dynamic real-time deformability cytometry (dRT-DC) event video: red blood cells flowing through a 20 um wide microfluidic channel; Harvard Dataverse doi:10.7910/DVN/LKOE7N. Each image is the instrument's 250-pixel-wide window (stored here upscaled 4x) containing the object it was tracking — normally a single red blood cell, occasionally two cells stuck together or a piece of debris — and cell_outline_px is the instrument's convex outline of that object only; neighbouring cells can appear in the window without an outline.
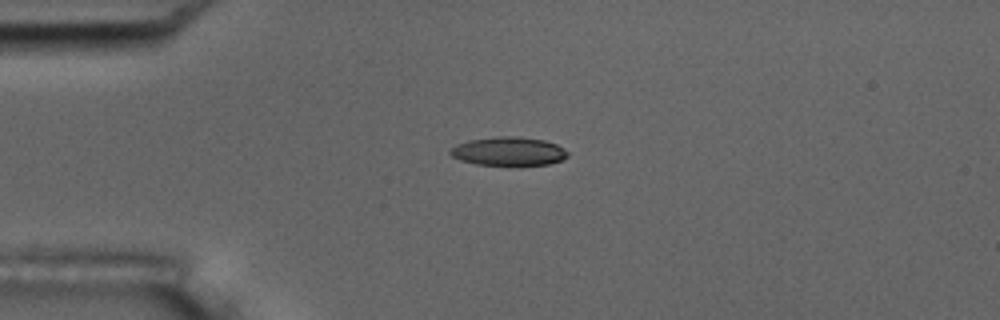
{"species": "common noctule bat (a hibernating species)", "species_latin": "Nyctalus noctula", "temperature_condition": "room temperature", "stored_images_in_passage": 43, "camera_frame_rate_fps": 3000, "um_per_image_px": 0.085, "animal": {"sex": "male", "body_mass_g": 17.5, "forearm_length_mm": 52.3}, "frame": {"image": 1, "passage_image": 1, "time_ms": 0.0, "image_size_px": [1000, 320], "cell_outline_px": [[568, 156], [560, 160], [548, 164], [520, 168], [476, 164], [460, 160], [452, 156], [448, 152], [456, 144], [468, 140], [500, 136], [516, 136], [544, 140], [556, 144], [564, 148], [568, 152]], "centroid_in_image_um": [43.24, 12.9], "position_along_channel_um": 41.8, "area_um2": 20.35}}
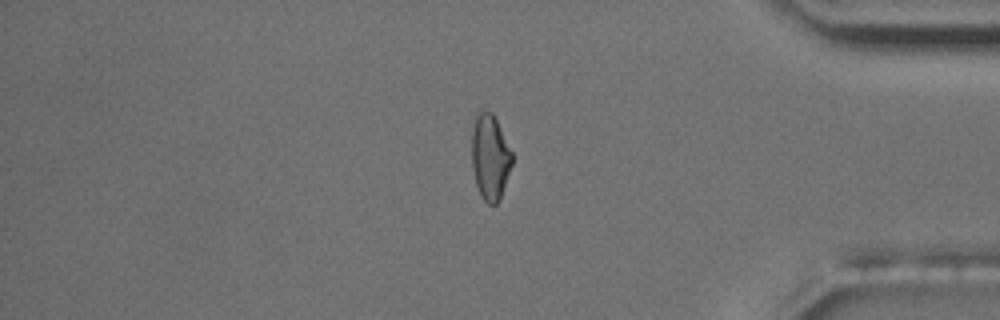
{"frame": {"image": 2, "passage_image": 34, "time_ms": 11.0, "image_size_px": [1000, 320], "cell_outline_px": [[512, 164], [500, 200], [496, 204], [488, 204], [480, 196], [476, 184], [472, 168], [472, 116], [480, 112], [492, 112], [512, 152]], "centroid_in_image_um": [41.63, 13.36], "position_along_channel_um": 393.6, "area_um2": 20.17}}
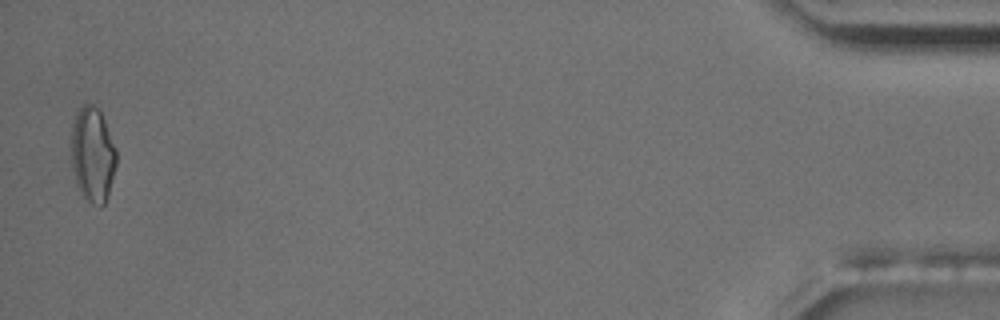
{"frame": {"image": 3, "passage_image": 42, "time_ms": 13.667, "image_size_px": [1000, 320], "cell_outline_px": [[116, 168], [108, 196], [104, 204], [100, 208], [92, 204], [80, 192], [76, 184], [72, 168], [72, 124], [76, 112], [84, 104], [92, 104], [100, 112], [104, 120], [116, 148]], "centroid_in_image_um": [7.88, 13.18], "position_along_channel_um": 427.3, "area_um2": 24.97}, "authors_computed_cell_mechanics": {"area_um2": 20.4612, "velocity_mm_per_s": 3.6513, "shape_relaxation_time_tau1_ms": 8.0266, "shape_relaxation_time_tau2_ms": 5.3366, "deformation_change_tau1": 0.1938, "deformation_change_tau2": 0.1107}}